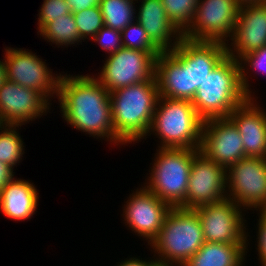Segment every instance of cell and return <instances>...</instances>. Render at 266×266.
<instances>
[{
  "mask_svg": "<svg viewBox=\"0 0 266 266\" xmlns=\"http://www.w3.org/2000/svg\"><path fill=\"white\" fill-rule=\"evenodd\" d=\"M57 98L68 125L96 139L124 145L113 130L110 92L93 74H61Z\"/></svg>",
  "mask_w": 266,
  "mask_h": 266,
  "instance_id": "1",
  "label": "cell"
},
{
  "mask_svg": "<svg viewBox=\"0 0 266 266\" xmlns=\"http://www.w3.org/2000/svg\"><path fill=\"white\" fill-rule=\"evenodd\" d=\"M159 97L156 78L110 92L113 130L124 146L146 140Z\"/></svg>",
  "mask_w": 266,
  "mask_h": 266,
  "instance_id": "2",
  "label": "cell"
},
{
  "mask_svg": "<svg viewBox=\"0 0 266 266\" xmlns=\"http://www.w3.org/2000/svg\"><path fill=\"white\" fill-rule=\"evenodd\" d=\"M249 97L241 84L239 61L226 56L199 86L191 101L203 120L228 118Z\"/></svg>",
  "mask_w": 266,
  "mask_h": 266,
  "instance_id": "3",
  "label": "cell"
},
{
  "mask_svg": "<svg viewBox=\"0 0 266 266\" xmlns=\"http://www.w3.org/2000/svg\"><path fill=\"white\" fill-rule=\"evenodd\" d=\"M205 243L194 209L171 208L158 236L151 242L157 262L183 266Z\"/></svg>",
  "mask_w": 266,
  "mask_h": 266,
  "instance_id": "4",
  "label": "cell"
},
{
  "mask_svg": "<svg viewBox=\"0 0 266 266\" xmlns=\"http://www.w3.org/2000/svg\"><path fill=\"white\" fill-rule=\"evenodd\" d=\"M202 124L191 101L160 96L148 136L161 139L157 148L199 149Z\"/></svg>",
  "mask_w": 266,
  "mask_h": 266,
  "instance_id": "5",
  "label": "cell"
},
{
  "mask_svg": "<svg viewBox=\"0 0 266 266\" xmlns=\"http://www.w3.org/2000/svg\"><path fill=\"white\" fill-rule=\"evenodd\" d=\"M144 187L171 208H185L191 163L199 149L158 148Z\"/></svg>",
  "mask_w": 266,
  "mask_h": 266,
  "instance_id": "6",
  "label": "cell"
},
{
  "mask_svg": "<svg viewBox=\"0 0 266 266\" xmlns=\"http://www.w3.org/2000/svg\"><path fill=\"white\" fill-rule=\"evenodd\" d=\"M226 187L227 198L243 210H265L266 158L245 157L228 166Z\"/></svg>",
  "mask_w": 266,
  "mask_h": 266,
  "instance_id": "7",
  "label": "cell"
},
{
  "mask_svg": "<svg viewBox=\"0 0 266 266\" xmlns=\"http://www.w3.org/2000/svg\"><path fill=\"white\" fill-rule=\"evenodd\" d=\"M194 210L200 220L205 242L247 244L249 234L246 232L245 210L232 199L226 197Z\"/></svg>",
  "mask_w": 266,
  "mask_h": 266,
  "instance_id": "8",
  "label": "cell"
},
{
  "mask_svg": "<svg viewBox=\"0 0 266 266\" xmlns=\"http://www.w3.org/2000/svg\"><path fill=\"white\" fill-rule=\"evenodd\" d=\"M239 9L240 5L236 0H199L193 22L183 33V38L229 43Z\"/></svg>",
  "mask_w": 266,
  "mask_h": 266,
  "instance_id": "9",
  "label": "cell"
},
{
  "mask_svg": "<svg viewBox=\"0 0 266 266\" xmlns=\"http://www.w3.org/2000/svg\"><path fill=\"white\" fill-rule=\"evenodd\" d=\"M105 60L94 77L109 92L155 78L156 58L147 51L122 47Z\"/></svg>",
  "mask_w": 266,
  "mask_h": 266,
  "instance_id": "10",
  "label": "cell"
},
{
  "mask_svg": "<svg viewBox=\"0 0 266 266\" xmlns=\"http://www.w3.org/2000/svg\"><path fill=\"white\" fill-rule=\"evenodd\" d=\"M23 49H5L3 57L6 60L8 81L36 90L51 102L50 98L54 95L57 97L61 73H53L36 53Z\"/></svg>",
  "mask_w": 266,
  "mask_h": 266,
  "instance_id": "11",
  "label": "cell"
},
{
  "mask_svg": "<svg viewBox=\"0 0 266 266\" xmlns=\"http://www.w3.org/2000/svg\"><path fill=\"white\" fill-rule=\"evenodd\" d=\"M125 203L121 214L125 226L147 240L149 246L158 236L171 207L144 186L133 191Z\"/></svg>",
  "mask_w": 266,
  "mask_h": 266,
  "instance_id": "12",
  "label": "cell"
},
{
  "mask_svg": "<svg viewBox=\"0 0 266 266\" xmlns=\"http://www.w3.org/2000/svg\"><path fill=\"white\" fill-rule=\"evenodd\" d=\"M199 152L225 168L246 157L242 137L229 118L203 121Z\"/></svg>",
  "mask_w": 266,
  "mask_h": 266,
  "instance_id": "13",
  "label": "cell"
},
{
  "mask_svg": "<svg viewBox=\"0 0 266 266\" xmlns=\"http://www.w3.org/2000/svg\"><path fill=\"white\" fill-rule=\"evenodd\" d=\"M226 197V168L198 152L191 163L185 208L194 209Z\"/></svg>",
  "mask_w": 266,
  "mask_h": 266,
  "instance_id": "14",
  "label": "cell"
},
{
  "mask_svg": "<svg viewBox=\"0 0 266 266\" xmlns=\"http://www.w3.org/2000/svg\"><path fill=\"white\" fill-rule=\"evenodd\" d=\"M50 103L31 88L6 81L0 87V124L22 125L47 115Z\"/></svg>",
  "mask_w": 266,
  "mask_h": 266,
  "instance_id": "15",
  "label": "cell"
},
{
  "mask_svg": "<svg viewBox=\"0 0 266 266\" xmlns=\"http://www.w3.org/2000/svg\"><path fill=\"white\" fill-rule=\"evenodd\" d=\"M231 43H226L227 56L239 61L243 56L266 45V4L242 5ZM231 46V47H230Z\"/></svg>",
  "mask_w": 266,
  "mask_h": 266,
  "instance_id": "16",
  "label": "cell"
},
{
  "mask_svg": "<svg viewBox=\"0 0 266 266\" xmlns=\"http://www.w3.org/2000/svg\"><path fill=\"white\" fill-rule=\"evenodd\" d=\"M155 78L160 96L190 101L189 68H186V49L178 43L156 58Z\"/></svg>",
  "mask_w": 266,
  "mask_h": 266,
  "instance_id": "17",
  "label": "cell"
},
{
  "mask_svg": "<svg viewBox=\"0 0 266 266\" xmlns=\"http://www.w3.org/2000/svg\"><path fill=\"white\" fill-rule=\"evenodd\" d=\"M254 99L248 98L237 106L228 118L238 128L245 156L266 158V112Z\"/></svg>",
  "mask_w": 266,
  "mask_h": 266,
  "instance_id": "18",
  "label": "cell"
},
{
  "mask_svg": "<svg viewBox=\"0 0 266 266\" xmlns=\"http://www.w3.org/2000/svg\"><path fill=\"white\" fill-rule=\"evenodd\" d=\"M179 43L186 49V68H189L192 101L208 74L227 56V47L221 41H192L186 38H182Z\"/></svg>",
  "mask_w": 266,
  "mask_h": 266,
  "instance_id": "19",
  "label": "cell"
},
{
  "mask_svg": "<svg viewBox=\"0 0 266 266\" xmlns=\"http://www.w3.org/2000/svg\"><path fill=\"white\" fill-rule=\"evenodd\" d=\"M140 2L141 5L136 10L138 11L136 21L161 51L173 50L183 38V34L169 20L162 1L141 0Z\"/></svg>",
  "mask_w": 266,
  "mask_h": 266,
  "instance_id": "20",
  "label": "cell"
},
{
  "mask_svg": "<svg viewBox=\"0 0 266 266\" xmlns=\"http://www.w3.org/2000/svg\"><path fill=\"white\" fill-rule=\"evenodd\" d=\"M38 193L29 180L15 178L0 191V210L12 220H30L38 207Z\"/></svg>",
  "mask_w": 266,
  "mask_h": 266,
  "instance_id": "21",
  "label": "cell"
},
{
  "mask_svg": "<svg viewBox=\"0 0 266 266\" xmlns=\"http://www.w3.org/2000/svg\"><path fill=\"white\" fill-rule=\"evenodd\" d=\"M248 245L205 242L183 266H244Z\"/></svg>",
  "mask_w": 266,
  "mask_h": 266,
  "instance_id": "22",
  "label": "cell"
},
{
  "mask_svg": "<svg viewBox=\"0 0 266 266\" xmlns=\"http://www.w3.org/2000/svg\"><path fill=\"white\" fill-rule=\"evenodd\" d=\"M37 33L48 42L56 44V46H68L77 45L82 43V39L79 37V32L75 23L73 13L67 14L64 17H59L49 23H47Z\"/></svg>",
  "mask_w": 266,
  "mask_h": 266,
  "instance_id": "23",
  "label": "cell"
},
{
  "mask_svg": "<svg viewBox=\"0 0 266 266\" xmlns=\"http://www.w3.org/2000/svg\"><path fill=\"white\" fill-rule=\"evenodd\" d=\"M137 0H100L99 7L104 19V26L122 31L136 21Z\"/></svg>",
  "mask_w": 266,
  "mask_h": 266,
  "instance_id": "24",
  "label": "cell"
},
{
  "mask_svg": "<svg viewBox=\"0 0 266 266\" xmlns=\"http://www.w3.org/2000/svg\"><path fill=\"white\" fill-rule=\"evenodd\" d=\"M19 125L0 124V161L13 169L23 158L25 146L18 133Z\"/></svg>",
  "mask_w": 266,
  "mask_h": 266,
  "instance_id": "25",
  "label": "cell"
},
{
  "mask_svg": "<svg viewBox=\"0 0 266 266\" xmlns=\"http://www.w3.org/2000/svg\"><path fill=\"white\" fill-rule=\"evenodd\" d=\"M165 13L183 34L192 24L199 0H161Z\"/></svg>",
  "mask_w": 266,
  "mask_h": 266,
  "instance_id": "26",
  "label": "cell"
},
{
  "mask_svg": "<svg viewBox=\"0 0 266 266\" xmlns=\"http://www.w3.org/2000/svg\"><path fill=\"white\" fill-rule=\"evenodd\" d=\"M122 45L125 48L147 51L155 58L162 52L149 38L147 32L136 21L121 31Z\"/></svg>",
  "mask_w": 266,
  "mask_h": 266,
  "instance_id": "27",
  "label": "cell"
},
{
  "mask_svg": "<svg viewBox=\"0 0 266 266\" xmlns=\"http://www.w3.org/2000/svg\"><path fill=\"white\" fill-rule=\"evenodd\" d=\"M79 37L83 40L92 39L104 26V19L99 6L90 7L73 13Z\"/></svg>",
  "mask_w": 266,
  "mask_h": 266,
  "instance_id": "28",
  "label": "cell"
},
{
  "mask_svg": "<svg viewBox=\"0 0 266 266\" xmlns=\"http://www.w3.org/2000/svg\"><path fill=\"white\" fill-rule=\"evenodd\" d=\"M239 65L241 70V84L244 89V92L249 98H254L253 96L254 92L250 91L251 88L249 89L251 85H249L248 82L249 81L248 73H250L248 71H250L249 68L251 67L250 69L257 73L262 71L264 74H266V45L259 48L256 51H253L243 56L239 60Z\"/></svg>",
  "mask_w": 266,
  "mask_h": 266,
  "instance_id": "29",
  "label": "cell"
},
{
  "mask_svg": "<svg viewBox=\"0 0 266 266\" xmlns=\"http://www.w3.org/2000/svg\"><path fill=\"white\" fill-rule=\"evenodd\" d=\"M38 12L39 17L37 30L39 31L47 23L72 13L66 0H43V4Z\"/></svg>",
  "mask_w": 266,
  "mask_h": 266,
  "instance_id": "30",
  "label": "cell"
},
{
  "mask_svg": "<svg viewBox=\"0 0 266 266\" xmlns=\"http://www.w3.org/2000/svg\"><path fill=\"white\" fill-rule=\"evenodd\" d=\"M91 41L98 43L100 48L105 50L109 55L123 47L121 31L107 26H103Z\"/></svg>",
  "mask_w": 266,
  "mask_h": 266,
  "instance_id": "31",
  "label": "cell"
},
{
  "mask_svg": "<svg viewBox=\"0 0 266 266\" xmlns=\"http://www.w3.org/2000/svg\"><path fill=\"white\" fill-rule=\"evenodd\" d=\"M258 231H257V249L258 260L261 266H266V210H259L258 213Z\"/></svg>",
  "mask_w": 266,
  "mask_h": 266,
  "instance_id": "32",
  "label": "cell"
},
{
  "mask_svg": "<svg viewBox=\"0 0 266 266\" xmlns=\"http://www.w3.org/2000/svg\"><path fill=\"white\" fill-rule=\"evenodd\" d=\"M13 171L11 166L0 161V191L15 179Z\"/></svg>",
  "mask_w": 266,
  "mask_h": 266,
  "instance_id": "33",
  "label": "cell"
},
{
  "mask_svg": "<svg viewBox=\"0 0 266 266\" xmlns=\"http://www.w3.org/2000/svg\"><path fill=\"white\" fill-rule=\"evenodd\" d=\"M72 13L99 6L100 0H66Z\"/></svg>",
  "mask_w": 266,
  "mask_h": 266,
  "instance_id": "34",
  "label": "cell"
},
{
  "mask_svg": "<svg viewBox=\"0 0 266 266\" xmlns=\"http://www.w3.org/2000/svg\"><path fill=\"white\" fill-rule=\"evenodd\" d=\"M120 263V264H119ZM116 266H154L157 263V260L155 259H138L136 257H130L129 259L126 258V260L119 262Z\"/></svg>",
  "mask_w": 266,
  "mask_h": 266,
  "instance_id": "35",
  "label": "cell"
},
{
  "mask_svg": "<svg viewBox=\"0 0 266 266\" xmlns=\"http://www.w3.org/2000/svg\"><path fill=\"white\" fill-rule=\"evenodd\" d=\"M236 2L242 6V5H248V4H263L264 0H236Z\"/></svg>",
  "mask_w": 266,
  "mask_h": 266,
  "instance_id": "36",
  "label": "cell"
},
{
  "mask_svg": "<svg viewBox=\"0 0 266 266\" xmlns=\"http://www.w3.org/2000/svg\"><path fill=\"white\" fill-rule=\"evenodd\" d=\"M154 266H176V265L157 262Z\"/></svg>",
  "mask_w": 266,
  "mask_h": 266,
  "instance_id": "37",
  "label": "cell"
}]
</instances>
